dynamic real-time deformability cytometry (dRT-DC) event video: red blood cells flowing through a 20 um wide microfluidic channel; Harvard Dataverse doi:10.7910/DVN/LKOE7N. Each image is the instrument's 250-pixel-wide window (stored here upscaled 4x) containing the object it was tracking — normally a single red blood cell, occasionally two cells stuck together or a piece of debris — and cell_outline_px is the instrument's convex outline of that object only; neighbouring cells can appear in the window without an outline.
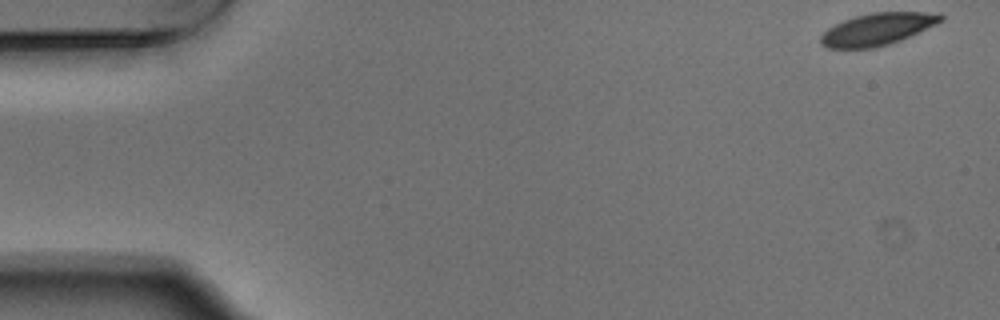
{"species": "Egyptian fruit bat (a non-hibernating species)", "species_latin": "Rousettus aegyptiacus", "temperature_condition": "warm", "stored_images_in_passage": 53, "camera_frame_rate_fps": 3000, "um_per_image_px": 0.085, "animal": {"sex": "male"}, "frame": {"image": 1, "passage_image": 1, "time_ms": 0.0, "image_size_px": [1000, 320], "cell_outline_px": [[944, 20], [936, 24], [900, 40], [888, 44], [872, 48], [828, 48], [820, 44], [820, 36], [828, 28], [844, 20], [856, 16], [872, 12], [940, 12], [944, 16]], "centroid_in_image_um": [74.59, 2.47], "position_along_channel_um": 10.4, "area_um2": 22.37}}
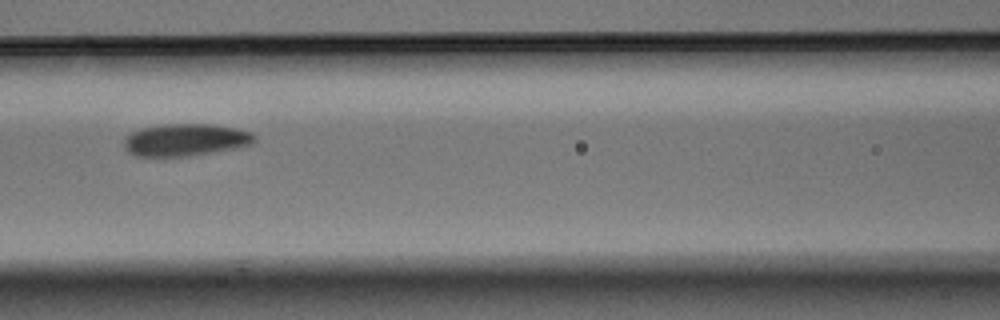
{"frame": {"image": 2, "passage_image": 23, "time_ms": 7.333, "image_size_px": [1000, 320], "cell_outline_px": [[256, 140], [252, 144], [232, 148], [188, 156], [136, 156], [128, 152], [124, 148], [124, 136], [140, 128], [160, 124], [212, 124], [236, 128], [252, 132], [256, 136]], "centroid_in_image_um": [15.73, 11.87], "position_along_channel_um": 150.9, "area_um2": 24.57}}
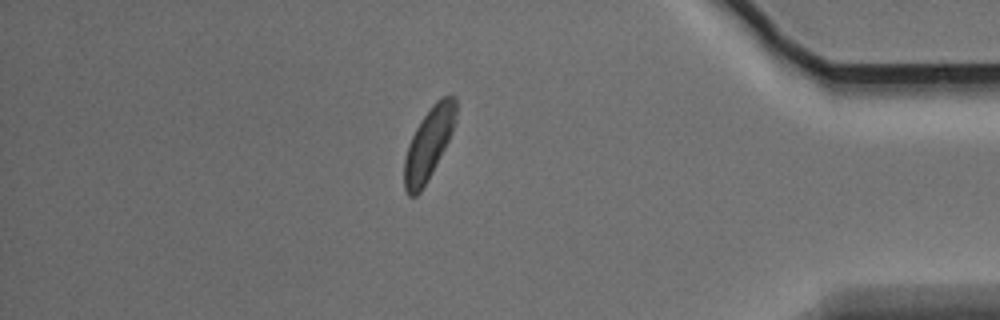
{"frame": {"image": 3, "passage_image": 46, "time_ms": 15.0, "image_size_px": [1000, 320], "cell_outline_px": [[456, 112], [452, 132], [428, 180], [420, 192], [416, 196], [408, 196], [404, 188], [404, 160], [408, 144], [420, 120], [432, 104], [440, 96], [456, 96]], "centroid_in_image_um": [36.41, 12.21], "position_along_channel_um": 398.8, "area_um2": 21.39}, "authors_computed_cell_mechanics": {"area_um2": 23.6402, "velocity_mm_per_s": 3.6902, "shape_relaxation_time_tau1_ms": 3.3375, "shape_relaxation_time_tau2_ms": null, "deformation_change_tau1": 0.1143, "deformation_change_tau2": null}}